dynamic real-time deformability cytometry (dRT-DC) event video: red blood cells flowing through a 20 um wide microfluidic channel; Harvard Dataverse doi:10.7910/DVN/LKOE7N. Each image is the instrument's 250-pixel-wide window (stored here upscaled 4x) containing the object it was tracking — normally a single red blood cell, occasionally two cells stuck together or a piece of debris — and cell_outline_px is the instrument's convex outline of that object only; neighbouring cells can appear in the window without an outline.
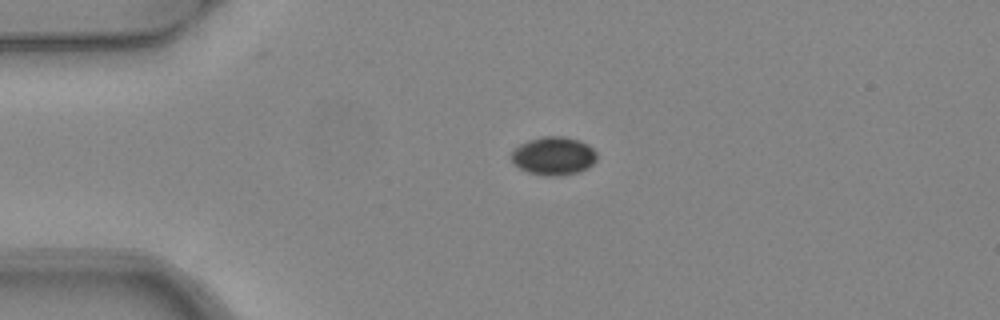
{"species": "common noctule bat (a hibernating species)", "species_latin": "Nyctalus noctula", "temperature_condition": "warm", "stored_images_in_passage": 1, "camera_frame_rate_fps": 3000, "um_per_image_px": 0.085, "animal": {"sex": "female", "body_mass_g": 24.6, "forearm_length_mm": 56.2}, "frame": {"image": 1, "passage_image": 1, "time_ms": 0.0, "image_size_px": [1000, 320], "cell_outline_px": [[596, 160], [588, 168], [580, 172], [560, 176], [544, 176], [528, 172], [512, 164], [512, 148], [528, 140], [544, 136], [564, 136], [580, 140], [588, 144], [596, 152]], "centroid_in_image_um": [47.05, 13.26], "position_along_channel_um": 38.0, "area_um2": 19.36}}